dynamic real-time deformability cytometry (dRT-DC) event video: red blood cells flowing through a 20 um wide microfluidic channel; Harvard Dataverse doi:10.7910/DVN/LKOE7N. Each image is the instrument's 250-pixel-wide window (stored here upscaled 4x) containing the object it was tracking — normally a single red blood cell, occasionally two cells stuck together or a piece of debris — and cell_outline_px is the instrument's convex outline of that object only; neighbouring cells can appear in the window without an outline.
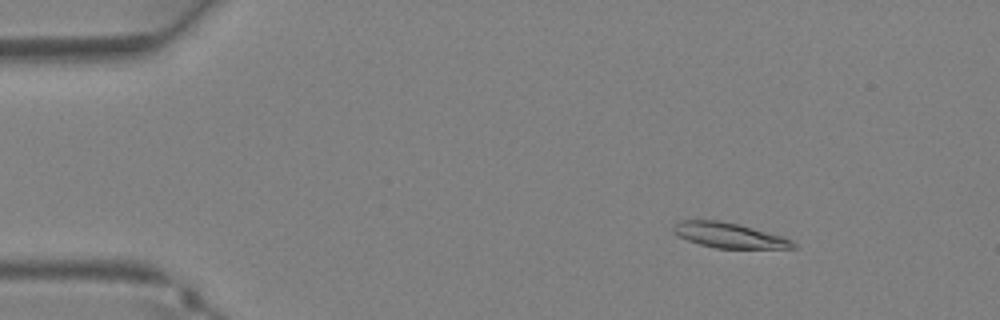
{"species": "Egyptian fruit bat (a non-hibernating species)", "species_latin": "Rousettus aegyptiacus", "temperature_condition": "warm", "stored_images_in_passage": 37, "camera_frame_rate_fps": 3000, "um_per_image_px": 0.085, "animal": {"sex": "female"}, "frame": {"image": 1, "passage_image": 6, "time_ms": 1.667, "image_size_px": [1000, 320], "cell_outline_px": [[796, 248], [716, 248], [700, 244], [688, 240], [672, 232], [672, 228], [680, 220], [720, 220], [740, 224], [784, 236], [792, 240], [796, 244]], "centroid_in_image_um": [62.0, 19.99], "position_along_channel_um": 23.0, "area_um2": 17.57}}
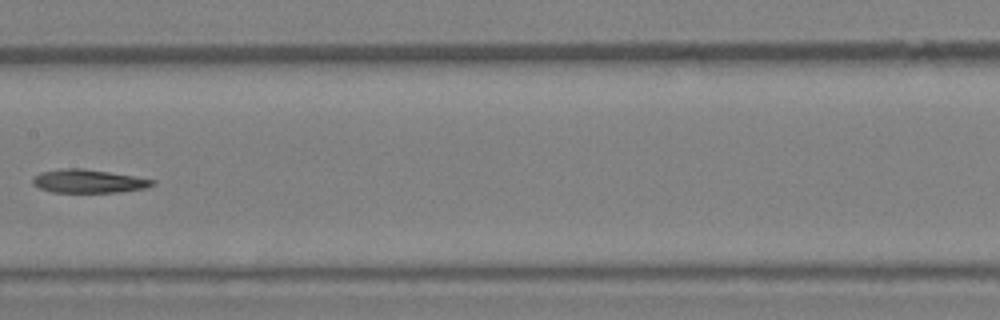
{"frame": {"image": 2, "passage_image": 20, "time_ms": 6.333, "image_size_px": [1000, 320], "cell_outline_px": [[156, 184], [144, 188], [120, 192], [52, 192], [40, 188], [32, 184], [32, 180], [40, 172], [64, 168], [84, 168], [156, 180]], "centroid_in_image_um": [7.51, 15.4], "position_along_channel_um": 199.9, "area_um2": 16.18}}
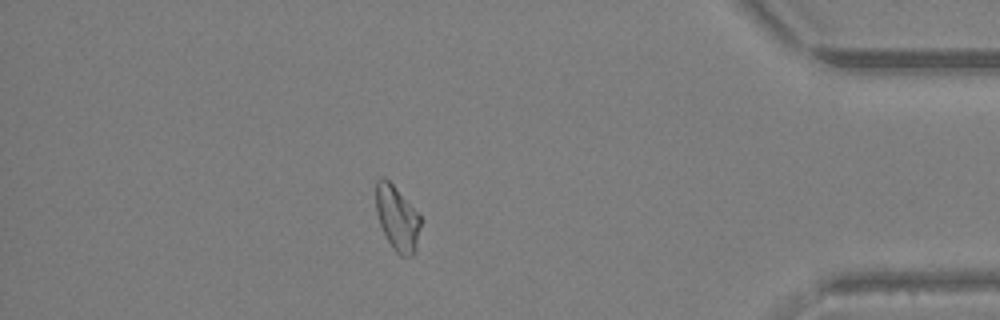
{"frame": {"image": 3, "passage_image": 33, "time_ms": 10.667, "image_size_px": [1000, 320], "cell_outline_px": [[420, 224], [416, 252], [412, 256], [400, 256], [392, 248], [380, 224], [376, 212], [376, 180], [380, 176], [384, 176], [392, 184], [420, 216]], "centroid_in_image_um": [33.74, 18.56], "position_along_channel_um": 401.5, "area_um2": 16.65}}